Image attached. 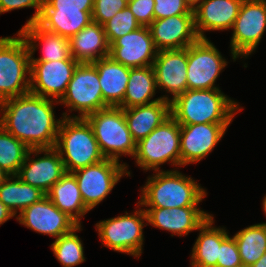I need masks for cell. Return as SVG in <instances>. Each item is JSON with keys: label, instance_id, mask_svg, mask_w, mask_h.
Instances as JSON below:
<instances>
[{"label": "cell", "instance_id": "6da1fadb", "mask_svg": "<svg viewBox=\"0 0 266 267\" xmlns=\"http://www.w3.org/2000/svg\"><path fill=\"white\" fill-rule=\"evenodd\" d=\"M58 104L31 92L5 99L0 106V125L30 149L53 148L63 120V116L55 118Z\"/></svg>", "mask_w": 266, "mask_h": 267}, {"label": "cell", "instance_id": "7a4b0ae2", "mask_svg": "<svg viewBox=\"0 0 266 267\" xmlns=\"http://www.w3.org/2000/svg\"><path fill=\"white\" fill-rule=\"evenodd\" d=\"M240 106L220 89H187L170 102V114L180 125L231 123Z\"/></svg>", "mask_w": 266, "mask_h": 267}, {"label": "cell", "instance_id": "3957f363", "mask_svg": "<svg viewBox=\"0 0 266 267\" xmlns=\"http://www.w3.org/2000/svg\"><path fill=\"white\" fill-rule=\"evenodd\" d=\"M138 203L144 207L176 208L199 206L207 196L204 189L191 176L182 174L174 168L155 171L149 175L141 187Z\"/></svg>", "mask_w": 266, "mask_h": 267}, {"label": "cell", "instance_id": "277c9868", "mask_svg": "<svg viewBox=\"0 0 266 267\" xmlns=\"http://www.w3.org/2000/svg\"><path fill=\"white\" fill-rule=\"evenodd\" d=\"M55 148L59 151L68 173L105 159L85 118L63 117Z\"/></svg>", "mask_w": 266, "mask_h": 267}, {"label": "cell", "instance_id": "5b68a950", "mask_svg": "<svg viewBox=\"0 0 266 267\" xmlns=\"http://www.w3.org/2000/svg\"><path fill=\"white\" fill-rule=\"evenodd\" d=\"M136 166L143 171H162L168 163L181 168L180 124L170 115L148 136L136 143L133 156Z\"/></svg>", "mask_w": 266, "mask_h": 267}, {"label": "cell", "instance_id": "8992f818", "mask_svg": "<svg viewBox=\"0 0 266 267\" xmlns=\"http://www.w3.org/2000/svg\"><path fill=\"white\" fill-rule=\"evenodd\" d=\"M0 37V101L30 92V51L18 31Z\"/></svg>", "mask_w": 266, "mask_h": 267}, {"label": "cell", "instance_id": "52a82bcc", "mask_svg": "<svg viewBox=\"0 0 266 267\" xmlns=\"http://www.w3.org/2000/svg\"><path fill=\"white\" fill-rule=\"evenodd\" d=\"M85 119L90 124L105 158L117 161L126 155L133 158L136 142L128 129L122 108L109 106L86 116Z\"/></svg>", "mask_w": 266, "mask_h": 267}, {"label": "cell", "instance_id": "ba28073f", "mask_svg": "<svg viewBox=\"0 0 266 267\" xmlns=\"http://www.w3.org/2000/svg\"><path fill=\"white\" fill-rule=\"evenodd\" d=\"M136 206L138 210L131 214L125 211L123 215L99 221L95 228L104 247L137 259L143 253V228L148 224L146 211L138 203Z\"/></svg>", "mask_w": 266, "mask_h": 267}, {"label": "cell", "instance_id": "9c48e42d", "mask_svg": "<svg viewBox=\"0 0 266 267\" xmlns=\"http://www.w3.org/2000/svg\"><path fill=\"white\" fill-rule=\"evenodd\" d=\"M58 102L65 105L69 113L78 112V115H70L67 110L62 114L66 118H85L109 107L103 100L98 71L92 63L77 65L63 97Z\"/></svg>", "mask_w": 266, "mask_h": 267}, {"label": "cell", "instance_id": "30bf717a", "mask_svg": "<svg viewBox=\"0 0 266 267\" xmlns=\"http://www.w3.org/2000/svg\"><path fill=\"white\" fill-rule=\"evenodd\" d=\"M129 165L122 161L105 158L101 162L78 169L75 176L86 208L98 206L113 190L119 180L131 175Z\"/></svg>", "mask_w": 266, "mask_h": 267}, {"label": "cell", "instance_id": "8fae6325", "mask_svg": "<svg viewBox=\"0 0 266 267\" xmlns=\"http://www.w3.org/2000/svg\"><path fill=\"white\" fill-rule=\"evenodd\" d=\"M231 30L229 48L233 62L247 59L256 51L266 30V0H243Z\"/></svg>", "mask_w": 266, "mask_h": 267}, {"label": "cell", "instance_id": "7c38bea8", "mask_svg": "<svg viewBox=\"0 0 266 267\" xmlns=\"http://www.w3.org/2000/svg\"><path fill=\"white\" fill-rule=\"evenodd\" d=\"M187 83L188 89L205 90L220 89L216 81L224 71L228 61L209 41L199 39L187 47Z\"/></svg>", "mask_w": 266, "mask_h": 267}, {"label": "cell", "instance_id": "4fadbf2b", "mask_svg": "<svg viewBox=\"0 0 266 267\" xmlns=\"http://www.w3.org/2000/svg\"><path fill=\"white\" fill-rule=\"evenodd\" d=\"M231 123L180 125L181 167L198 163L211 153Z\"/></svg>", "mask_w": 266, "mask_h": 267}, {"label": "cell", "instance_id": "5bb4252c", "mask_svg": "<svg viewBox=\"0 0 266 267\" xmlns=\"http://www.w3.org/2000/svg\"><path fill=\"white\" fill-rule=\"evenodd\" d=\"M31 155L33 156L30 157ZM65 173L60 153L53 147L30 149L16 176L21 181L47 193Z\"/></svg>", "mask_w": 266, "mask_h": 267}, {"label": "cell", "instance_id": "9a60e30c", "mask_svg": "<svg viewBox=\"0 0 266 267\" xmlns=\"http://www.w3.org/2000/svg\"><path fill=\"white\" fill-rule=\"evenodd\" d=\"M78 64L76 60L30 62V92L59 101Z\"/></svg>", "mask_w": 266, "mask_h": 267}, {"label": "cell", "instance_id": "2e32d148", "mask_svg": "<svg viewBox=\"0 0 266 267\" xmlns=\"http://www.w3.org/2000/svg\"><path fill=\"white\" fill-rule=\"evenodd\" d=\"M16 221L36 233L48 235L55 239L71 232L78 226L73 219L60 211L47 196L23 209L16 216Z\"/></svg>", "mask_w": 266, "mask_h": 267}, {"label": "cell", "instance_id": "e0dca14e", "mask_svg": "<svg viewBox=\"0 0 266 267\" xmlns=\"http://www.w3.org/2000/svg\"><path fill=\"white\" fill-rule=\"evenodd\" d=\"M187 66V48L157 51L152 65L157 89L172 95H162V100L171 102L188 89Z\"/></svg>", "mask_w": 266, "mask_h": 267}, {"label": "cell", "instance_id": "ac0fdd59", "mask_svg": "<svg viewBox=\"0 0 266 267\" xmlns=\"http://www.w3.org/2000/svg\"><path fill=\"white\" fill-rule=\"evenodd\" d=\"M157 55L148 26L116 39L109 48V57L130 68L152 66Z\"/></svg>", "mask_w": 266, "mask_h": 267}, {"label": "cell", "instance_id": "d6986e66", "mask_svg": "<svg viewBox=\"0 0 266 267\" xmlns=\"http://www.w3.org/2000/svg\"><path fill=\"white\" fill-rule=\"evenodd\" d=\"M148 27L157 51L184 49L200 39L195 30L194 14L155 19Z\"/></svg>", "mask_w": 266, "mask_h": 267}, {"label": "cell", "instance_id": "ffe728a7", "mask_svg": "<svg viewBox=\"0 0 266 267\" xmlns=\"http://www.w3.org/2000/svg\"><path fill=\"white\" fill-rule=\"evenodd\" d=\"M147 214V224L182 237L190 232L198 231L212 215L201 210L199 206L176 208L143 207Z\"/></svg>", "mask_w": 266, "mask_h": 267}, {"label": "cell", "instance_id": "44dd1931", "mask_svg": "<svg viewBox=\"0 0 266 267\" xmlns=\"http://www.w3.org/2000/svg\"><path fill=\"white\" fill-rule=\"evenodd\" d=\"M243 0H204L194 9L195 30L200 39H208L206 31L230 30Z\"/></svg>", "mask_w": 266, "mask_h": 267}, {"label": "cell", "instance_id": "7402d4cb", "mask_svg": "<svg viewBox=\"0 0 266 267\" xmlns=\"http://www.w3.org/2000/svg\"><path fill=\"white\" fill-rule=\"evenodd\" d=\"M19 32L28 44L30 62L74 60L70 52L69 39L45 30L37 22L23 25ZM39 47L42 55L35 58L33 55Z\"/></svg>", "mask_w": 266, "mask_h": 267}, {"label": "cell", "instance_id": "603a6c76", "mask_svg": "<svg viewBox=\"0 0 266 267\" xmlns=\"http://www.w3.org/2000/svg\"><path fill=\"white\" fill-rule=\"evenodd\" d=\"M71 56L78 63H93L109 56L104 27L91 22L69 39Z\"/></svg>", "mask_w": 266, "mask_h": 267}, {"label": "cell", "instance_id": "cb8c5ba5", "mask_svg": "<svg viewBox=\"0 0 266 267\" xmlns=\"http://www.w3.org/2000/svg\"><path fill=\"white\" fill-rule=\"evenodd\" d=\"M97 71L104 102L118 107L125 97L130 67L124 66L107 56L92 63Z\"/></svg>", "mask_w": 266, "mask_h": 267}, {"label": "cell", "instance_id": "d4e9b609", "mask_svg": "<svg viewBox=\"0 0 266 267\" xmlns=\"http://www.w3.org/2000/svg\"><path fill=\"white\" fill-rule=\"evenodd\" d=\"M213 214L198 229L196 241L190 254V267H217L219 247L229 236L227 229L215 227Z\"/></svg>", "mask_w": 266, "mask_h": 267}, {"label": "cell", "instance_id": "484cf974", "mask_svg": "<svg viewBox=\"0 0 266 267\" xmlns=\"http://www.w3.org/2000/svg\"><path fill=\"white\" fill-rule=\"evenodd\" d=\"M133 140L137 143L148 136L170 114V102L158 100L154 103L123 109Z\"/></svg>", "mask_w": 266, "mask_h": 267}, {"label": "cell", "instance_id": "4316f807", "mask_svg": "<svg viewBox=\"0 0 266 267\" xmlns=\"http://www.w3.org/2000/svg\"><path fill=\"white\" fill-rule=\"evenodd\" d=\"M46 196L62 212L81 225V219L89 212L82 199L77 180L72 173L66 172Z\"/></svg>", "mask_w": 266, "mask_h": 267}, {"label": "cell", "instance_id": "83f0119b", "mask_svg": "<svg viewBox=\"0 0 266 267\" xmlns=\"http://www.w3.org/2000/svg\"><path fill=\"white\" fill-rule=\"evenodd\" d=\"M156 90V78L152 66L130 68L125 97L118 107L126 109L161 100V97L154 98Z\"/></svg>", "mask_w": 266, "mask_h": 267}, {"label": "cell", "instance_id": "f1b7e54d", "mask_svg": "<svg viewBox=\"0 0 266 267\" xmlns=\"http://www.w3.org/2000/svg\"><path fill=\"white\" fill-rule=\"evenodd\" d=\"M93 11L42 10L37 23L50 32L70 39L92 22Z\"/></svg>", "mask_w": 266, "mask_h": 267}, {"label": "cell", "instance_id": "f546056e", "mask_svg": "<svg viewBox=\"0 0 266 267\" xmlns=\"http://www.w3.org/2000/svg\"><path fill=\"white\" fill-rule=\"evenodd\" d=\"M45 196L40 188L21 181L16 175H9L0 185V201L15 216Z\"/></svg>", "mask_w": 266, "mask_h": 267}, {"label": "cell", "instance_id": "4dcf8cb0", "mask_svg": "<svg viewBox=\"0 0 266 267\" xmlns=\"http://www.w3.org/2000/svg\"><path fill=\"white\" fill-rule=\"evenodd\" d=\"M233 237L238 246L241 262L246 267L256 263L266 252V225L264 223L243 228Z\"/></svg>", "mask_w": 266, "mask_h": 267}, {"label": "cell", "instance_id": "1f68e13d", "mask_svg": "<svg viewBox=\"0 0 266 267\" xmlns=\"http://www.w3.org/2000/svg\"><path fill=\"white\" fill-rule=\"evenodd\" d=\"M81 230L82 226L78 225L51 243L50 248L62 267H74L86 261L83 242L76 234Z\"/></svg>", "mask_w": 266, "mask_h": 267}, {"label": "cell", "instance_id": "d6a6232c", "mask_svg": "<svg viewBox=\"0 0 266 267\" xmlns=\"http://www.w3.org/2000/svg\"><path fill=\"white\" fill-rule=\"evenodd\" d=\"M30 148L0 125V168L8 175H17Z\"/></svg>", "mask_w": 266, "mask_h": 267}, {"label": "cell", "instance_id": "836d02e7", "mask_svg": "<svg viewBox=\"0 0 266 267\" xmlns=\"http://www.w3.org/2000/svg\"><path fill=\"white\" fill-rule=\"evenodd\" d=\"M108 44L111 45L119 37L138 29L141 25L128 6L103 25Z\"/></svg>", "mask_w": 266, "mask_h": 267}, {"label": "cell", "instance_id": "e575fe53", "mask_svg": "<svg viewBox=\"0 0 266 267\" xmlns=\"http://www.w3.org/2000/svg\"><path fill=\"white\" fill-rule=\"evenodd\" d=\"M126 6L124 0H94L92 21L103 26Z\"/></svg>", "mask_w": 266, "mask_h": 267}, {"label": "cell", "instance_id": "d590c367", "mask_svg": "<svg viewBox=\"0 0 266 267\" xmlns=\"http://www.w3.org/2000/svg\"><path fill=\"white\" fill-rule=\"evenodd\" d=\"M155 19H163L181 14H194L185 0H154Z\"/></svg>", "mask_w": 266, "mask_h": 267}, {"label": "cell", "instance_id": "8d00e7d4", "mask_svg": "<svg viewBox=\"0 0 266 267\" xmlns=\"http://www.w3.org/2000/svg\"><path fill=\"white\" fill-rule=\"evenodd\" d=\"M238 265H242L238 246L234 237L229 235L219 247L217 267H235Z\"/></svg>", "mask_w": 266, "mask_h": 267}, {"label": "cell", "instance_id": "74e56055", "mask_svg": "<svg viewBox=\"0 0 266 267\" xmlns=\"http://www.w3.org/2000/svg\"><path fill=\"white\" fill-rule=\"evenodd\" d=\"M43 5L44 0H0V15L16 9L33 8L35 12L25 24L28 25L37 22Z\"/></svg>", "mask_w": 266, "mask_h": 267}, {"label": "cell", "instance_id": "f35d334b", "mask_svg": "<svg viewBox=\"0 0 266 267\" xmlns=\"http://www.w3.org/2000/svg\"><path fill=\"white\" fill-rule=\"evenodd\" d=\"M154 0H131L127 6L141 26H149L154 20Z\"/></svg>", "mask_w": 266, "mask_h": 267}, {"label": "cell", "instance_id": "ab89813d", "mask_svg": "<svg viewBox=\"0 0 266 267\" xmlns=\"http://www.w3.org/2000/svg\"><path fill=\"white\" fill-rule=\"evenodd\" d=\"M94 0H44L42 10L93 11Z\"/></svg>", "mask_w": 266, "mask_h": 267}, {"label": "cell", "instance_id": "60d3db41", "mask_svg": "<svg viewBox=\"0 0 266 267\" xmlns=\"http://www.w3.org/2000/svg\"><path fill=\"white\" fill-rule=\"evenodd\" d=\"M13 217L16 216L0 201V225H3Z\"/></svg>", "mask_w": 266, "mask_h": 267}, {"label": "cell", "instance_id": "b9f144b4", "mask_svg": "<svg viewBox=\"0 0 266 267\" xmlns=\"http://www.w3.org/2000/svg\"><path fill=\"white\" fill-rule=\"evenodd\" d=\"M249 267H266V252L262 255V257L253 265Z\"/></svg>", "mask_w": 266, "mask_h": 267}, {"label": "cell", "instance_id": "7bdbcfd3", "mask_svg": "<svg viewBox=\"0 0 266 267\" xmlns=\"http://www.w3.org/2000/svg\"><path fill=\"white\" fill-rule=\"evenodd\" d=\"M191 10L196 9L204 0H185Z\"/></svg>", "mask_w": 266, "mask_h": 267}, {"label": "cell", "instance_id": "ee69618b", "mask_svg": "<svg viewBox=\"0 0 266 267\" xmlns=\"http://www.w3.org/2000/svg\"><path fill=\"white\" fill-rule=\"evenodd\" d=\"M9 175L5 173L1 168H0V185L3 183V181L8 177Z\"/></svg>", "mask_w": 266, "mask_h": 267}, {"label": "cell", "instance_id": "f6af8a7d", "mask_svg": "<svg viewBox=\"0 0 266 267\" xmlns=\"http://www.w3.org/2000/svg\"><path fill=\"white\" fill-rule=\"evenodd\" d=\"M262 209L264 211V215L266 216V194H265L263 201H262Z\"/></svg>", "mask_w": 266, "mask_h": 267}, {"label": "cell", "instance_id": "bcb514c9", "mask_svg": "<svg viewBox=\"0 0 266 267\" xmlns=\"http://www.w3.org/2000/svg\"><path fill=\"white\" fill-rule=\"evenodd\" d=\"M235 267H246V266H244V265L242 264V265H238V266H235Z\"/></svg>", "mask_w": 266, "mask_h": 267}]
</instances>
